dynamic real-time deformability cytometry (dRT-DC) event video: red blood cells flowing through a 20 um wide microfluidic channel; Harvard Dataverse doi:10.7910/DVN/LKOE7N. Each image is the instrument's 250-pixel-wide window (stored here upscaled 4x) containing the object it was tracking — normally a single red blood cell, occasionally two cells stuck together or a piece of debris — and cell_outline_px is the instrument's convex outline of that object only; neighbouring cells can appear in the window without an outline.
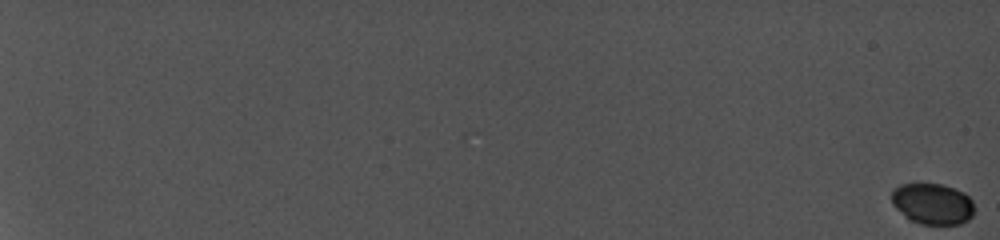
{"species": "common noctule bat (a hibernating species)", "species_latin": "Nyctalus noctula", "temperature_condition": "cold", "stored_images_in_passage": 94, "camera_frame_rate_fps": 5000, "um_per_image_px": 0.085, "animal": {"sex": "female", "body_mass_g": 19.0, "forearm_length_mm": 56.7}, "frame": {"image": 1, "passage_image": 1, "time_ms": 0.0, "image_size_px": [1000, 240], "cell_outline_px": [[976, 208], [972, 216], [968, 220], [960, 224], [920, 224], [908, 220], [892, 204], [892, 192], [900, 184], [944, 184], [964, 192], [972, 200]], "centroid_in_image_um": [79.3, 17.33], "position_along_channel_um": 5.7, "area_um2": 20.0}}
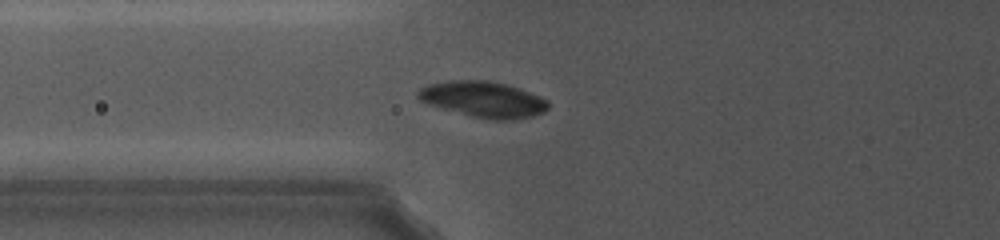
{"frame": {"image": 2, "passage_image": 50, "time_ms": 10.2, "image_size_px": [1000, 240], "cell_outline_px": [[548, 108], [544, 112], [532, 116], [512, 120], [492, 120], [472, 116], [428, 104], [420, 100], [416, 96], [416, 92], [420, 88], [428, 84], [456, 80], [484, 80], [504, 84], [528, 92], [548, 100]], "centroid_in_image_um": [41.06, 8.45], "position_along_channel_um": 84.7, "area_um2": 26.88}}
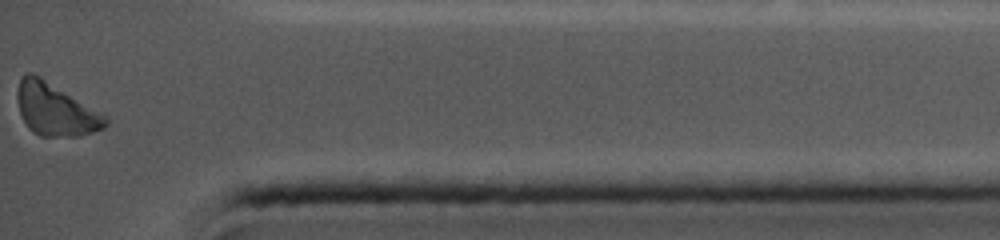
{"frame": {"image": 3, "passage_image": 94, "time_ms": 19.4, "image_size_px": [1000, 240], "cell_outline_px": [[108, 124], [104, 128], [80, 136], [40, 136], [32, 132], [28, 128], [20, 112], [16, 96], [20, 76], [28, 72], [32, 72], [40, 76], [108, 116]], "centroid_in_image_um": [4.71, 9.3], "position_along_channel_um": 430.5, "area_um2": 26.99}, "authors_computed_cell_mechanics": {"area_um2": 24.2471, "velocity_mm_per_s": 3.8473, "shape_relaxation_time_tau1_ms": 0.3405, "shape_relaxation_time_tau2_ms": null, "deformation_change_tau1": 0.0194, "deformation_change_tau2": null}}